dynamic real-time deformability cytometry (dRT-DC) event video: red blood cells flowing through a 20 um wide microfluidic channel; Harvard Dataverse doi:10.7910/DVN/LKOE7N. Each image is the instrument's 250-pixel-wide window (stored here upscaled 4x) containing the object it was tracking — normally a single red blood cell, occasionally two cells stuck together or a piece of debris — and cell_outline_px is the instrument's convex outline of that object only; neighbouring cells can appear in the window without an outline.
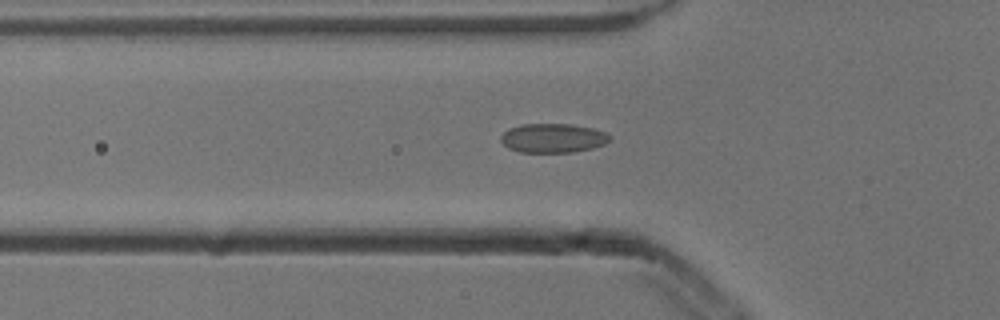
{"species": "common noctule bat (a hibernating species)", "species_latin": "Nyctalus noctula", "temperature_condition": "cold", "stored_images_in_passage": 49, "camera_frame_rate_fps": 3000, "um_per_image_px": 0.085, "animal": {"sex": "male", "body_mass_g": 13.3}, "frame": {"image": 1, "passage_image": 14, "time_ms": 4.333, "image_size_px": [1000, 320], "cell_outline_px": [[612, 136], [604, 144], [592, 148], [572, 152], [520, 152], [508, 148], [500, 140], [500, 136], [508, 128], [520, 124], [568, 124], [592, 128], [604, 132]], "centroid_in_image_um": [46.96, 11.73], "position_along_channel_um": 78.8, "area_um2": 18.44}}
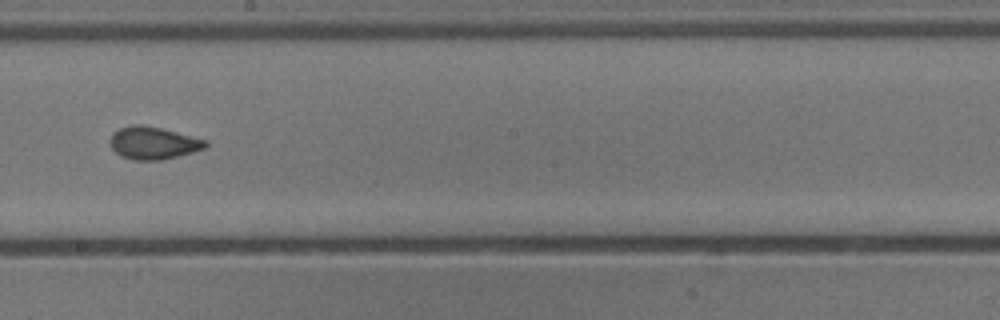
{"frame": {"image": 2, "passage_image": 26, "time_ms": 8.333, "image_size_px": [1000, 320], "cell_outline_px": [[208, 144], [204, 148], [192, 152], [164, 160], [132, 160], [120, 156], [112, 148], [108, 140], [120, 128], [132, 124], [140, 124], [160, 128], [208, 140]], "centroid_in_image_um": [13.02, 12.16], "position_along_channel_um": 235.2, "area_um2": 18.03}}
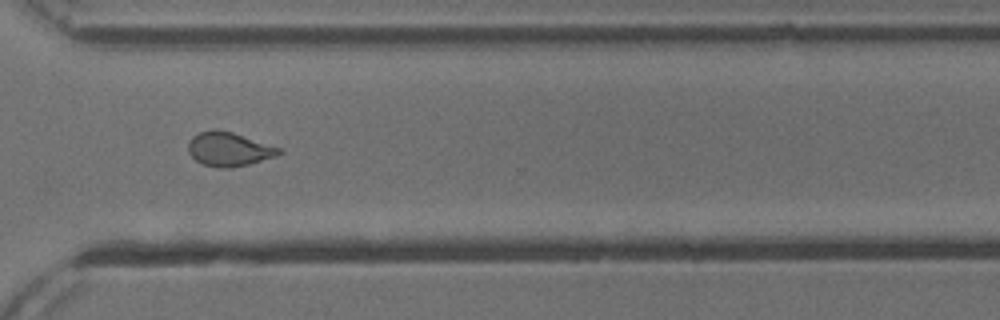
{"frame": {"image": 3, "passage_image": 35, "time_ms": 11.333, "image_size_px": [1000, 320], "cell_outline_px": [[284, 152], [248, 164], [228, 168], [220, 168], [204, 164], [196, 160], [188, 152], [188, 144], [192, 136], [200, 132], [212, 128], [216, 128], [232, 132], [280, 148]], "centroid_in_image_um": [19.41, 12.66], "position_along_channel_um": 351.2, "area_um2": 17.69}, "authors_computed_cell_mechanics": {"area_um2": 18.1492, "velocity_mm_per_s": 3.881, "shape_relaxation_time_tau1_ms": 6.4326, "shape_relaxation_time_tau2_ms": 1.671, "deformation_change_tau1": 0.1304, "deformation_change_tau2": 0.0501}}